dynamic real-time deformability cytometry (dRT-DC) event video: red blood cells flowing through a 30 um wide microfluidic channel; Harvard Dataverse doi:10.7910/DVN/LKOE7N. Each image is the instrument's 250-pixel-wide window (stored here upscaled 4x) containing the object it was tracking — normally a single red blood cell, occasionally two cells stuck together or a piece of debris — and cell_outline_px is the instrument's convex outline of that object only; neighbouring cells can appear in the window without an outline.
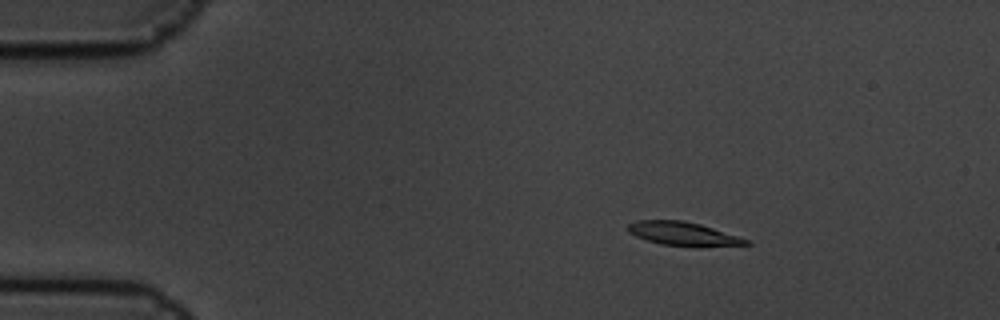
{"species": "common noctule bat (a hibernating species)", "species_latin": "Nyctalus noctula", "temperature_condition": "cold", "stored_images_in_passage": 9, "camera_frame_rate_fps": 3000, "um_per_image_px": 0.085, "animal": {"sex": "male", "body_mass_g": 19.5, "forearm_length_mm": 54.6}, "frame": {"image": 1, "passage_image": 3, "time_ms": 0.667, "image_size_px": [1000, 320], "cell_outline_px": [[752, 244], [660, 244], [636, 236], [628, 232], [628, 224], [636, 220], [684, 220], [700, 224], [752, 240]], "centroid_in_image_um": [58.0, 19.81], "position_along_channel_um": 27.0, "area_um2": 15.37}}
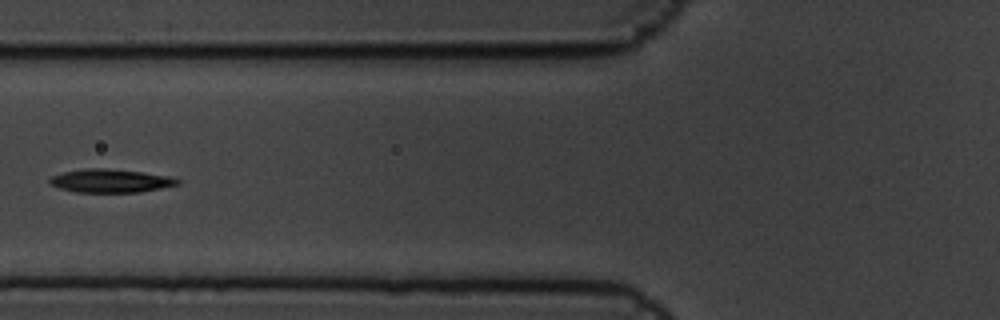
{"frame": {"image": 2, "passage_image": 7, "time_ms": 2.0, "image_size_px": [1000, 320], "cell_outline_px": [[180, 184], [140, 192], [76, 192], [60, 188], [48, 184], [48, 180], [52, 176], [64, 172], [84, 168], [104, 168], [140, 172], [172, 176], [180, 180]], "centroid_in_image_um": [9.39, 15.37], "position_along_channel_um": 116.4, "area_um2": 17.4}}
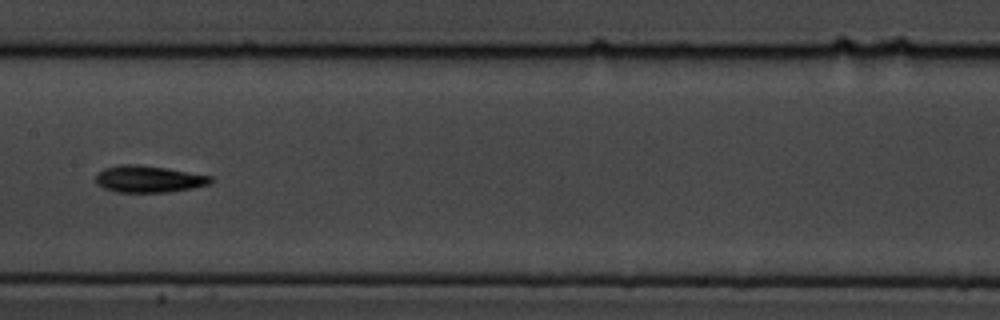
{"frame": {"image": 3, "passage_image": 9, "time_ms": 2.667, "image_size_px": [1000, 320], "cell_outline_px": [[216, 180], [208, 184], [192, 188], [168, 192], [116, 192], [104, 188], [96, 184], [96, 172], [104, 168], [120, 164], [136, 164], [164, 168], [212, 176]], "centroid_in_image_um": [12.61, 15.22], "position_along_channel_um": 194.8, "area_um2": 17.98}}